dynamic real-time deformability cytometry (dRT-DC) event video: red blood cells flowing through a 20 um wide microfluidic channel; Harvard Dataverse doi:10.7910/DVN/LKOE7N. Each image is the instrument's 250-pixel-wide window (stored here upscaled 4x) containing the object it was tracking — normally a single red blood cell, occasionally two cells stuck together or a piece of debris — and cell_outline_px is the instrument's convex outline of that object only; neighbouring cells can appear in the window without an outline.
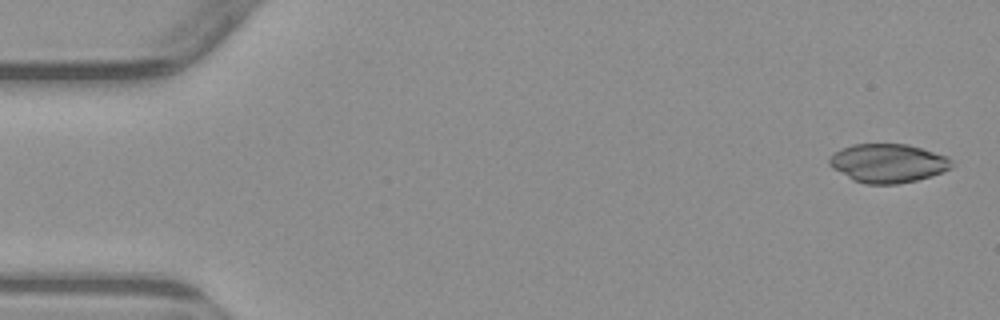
{"species": "common noctule bat (a hibernating species)", "species_latin": "Nyctalus noctula", "temperature_condition": "warm", "stored_images_in_passage": 4, "camera_frame_rate_fps": 3000, "um_per_image_px": 0.085, "animal": {"sex": "male", "body_mass_g": 23.1, "forearm_length_mm": 52.7}, "frame": {"image": 1, "passage_image": 1, "time_ms": 0.0, "image_size_px": [1000, 320], "cell_outline_px": [[952, 168], [932, 176], [916, 180], [896, 184], [864, 184], [852, 180], [832, 168], [828, 164], [828, 160], [840, 148], [852, 144], [908, 144], [948, 156], [952, 160]], "centroid_in_image_um": [75.48, 13.87], "position_along_channel_um": 9.5, "area_um2": 27.8}}